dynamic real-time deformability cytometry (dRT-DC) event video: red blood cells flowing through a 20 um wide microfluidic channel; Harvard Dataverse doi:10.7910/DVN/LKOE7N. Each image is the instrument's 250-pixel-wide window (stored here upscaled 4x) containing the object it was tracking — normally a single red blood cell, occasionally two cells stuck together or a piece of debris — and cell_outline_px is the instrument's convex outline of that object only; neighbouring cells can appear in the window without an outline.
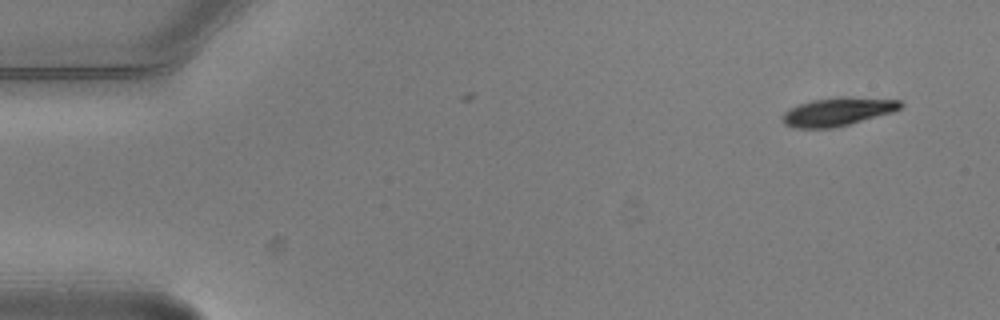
{"species": "common noctule bat (a hibernating species)", "species_latin": "Nyctalus noctula", "temperature_condition": "warm", "stored_images_in_passage": 2, "camera_frame_rate_fps": 3000, "um_per_image_px": 0.085, "animal": {"sex": "male", "body_mass_g": 20.5, "forearm_length_mm": 52.5}, "frame": {"image": 1, "passage_image": 2, "time_ms": 0.333, "image_size_px": [1000, 320], "cell_outline_px": [[904, 104], [900, 108], [892, 112], [848, 124], [832, 128], [796, 128], [784, 124], [784, 112], [788, 108], [812, 100], [840, 96], [844, 96], [900, 100]], "centroid_in_image_um": [71.2, 9.48], "position_along_channel_um": 13.8, "area_um2": 19.31}}